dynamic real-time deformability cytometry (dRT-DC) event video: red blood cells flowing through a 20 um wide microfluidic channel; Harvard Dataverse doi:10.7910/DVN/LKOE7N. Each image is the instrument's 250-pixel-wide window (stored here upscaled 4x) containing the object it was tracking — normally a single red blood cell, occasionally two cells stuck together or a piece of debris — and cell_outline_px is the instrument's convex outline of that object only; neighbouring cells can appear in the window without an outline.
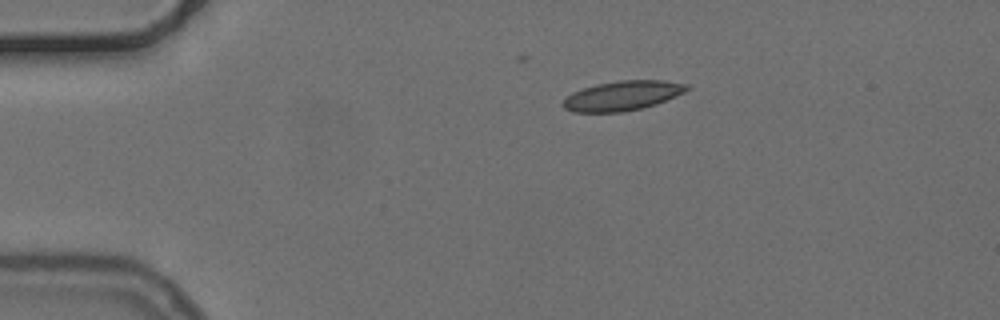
{"species": "common noctule bat (a hibernating species)", "species_latin": "Nyctalus noctula", "temperature_condition": "cold", "stored_images_in_passage": 9, "camera_frame_rate_fps": 3000, "um_per_image_px": 0.085, "animal": {"sex": "female", "body_mass_g": 24.6, "forearm_length_mm": 56.2}, "frame": {"image": 1, "passage_image": 1, "time_ms": 0.0, "image_size_px": [1000, 320], "cell_outline_px": [[688, 88], [684, 92], [676, 96], [656, 104], [644, 108], [624, 112], [572, 112], [564, 108], [560, 104], [572, 92], [596, 84], [620, 80], [664, 80], [688, 84]], "centroid_in_image_um": [52.9, 8.14], "position_along_channel_um": 32.1, "area_um2": 21.44}}
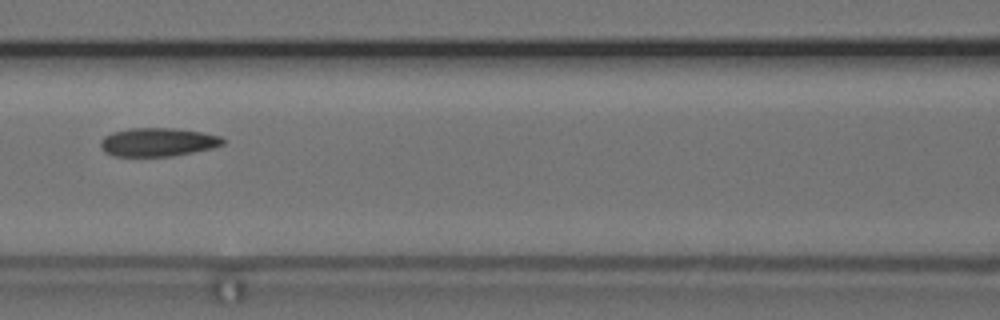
{"frame": {"image": 2, "passage_image": 5, "time_ms": 4.667, "image_size_px": [1000, 320], "cell_outline_px": [[224, 144], [212, 148], [172, 156], [112, 156], [104, 152], [100, 148], [100, 140], [104, 136], [112, 132], [132, 128], [172, 128], [200, 132], [220, 136], [224, 140]], "centroid_in_image_um": [13.36, 12.08], "position_along_channel_um": 153.2, "area_um2": 20.29}}
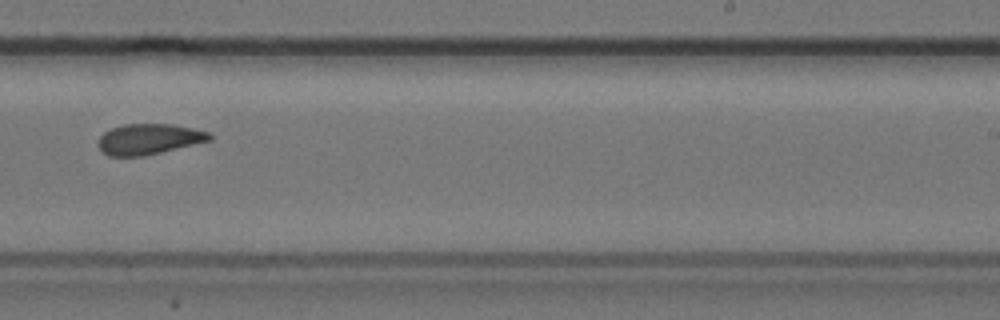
{"frame": {"image": 3, "passage_image": 8, "time_ms": 8.0, "image_size_px": [1000, 320], "cell_outline_px": [[212, 140], [144, 156], [108, 156], [100, 148], [100, 136], [104, 132], [112, 128], [124, 124], [172, 124], [192, 128], [208, 132], [212, 136]], "centroid_in_image_um": [12.68, 11.82], "position_along_channel_um": 276.3, "area_um2": 19.65}}